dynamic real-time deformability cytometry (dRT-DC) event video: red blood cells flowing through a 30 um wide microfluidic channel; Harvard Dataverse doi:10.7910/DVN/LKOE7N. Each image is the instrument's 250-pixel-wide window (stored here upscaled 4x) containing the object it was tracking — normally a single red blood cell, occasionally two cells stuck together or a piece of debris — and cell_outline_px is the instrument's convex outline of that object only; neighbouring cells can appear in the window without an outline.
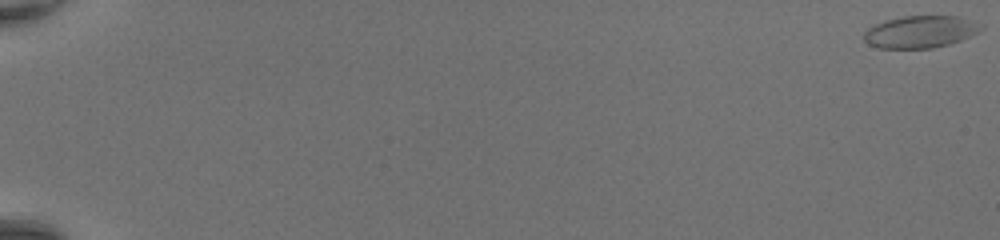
{"species": "common noctule bat (a hibernating species)", "species_latin": "Nyctalus noctula", "temperature_condition": "room temperature", "stored_images_in_passage": 28, "camera_frame_rate_fps": 3000, "um_per_image_px": 0.085, "animal": {"sex": "female", "body_mass_g": 20.0, "forearm_length_mm": 54.0}, "frame": {"image": 1, "passage_image": 1, "time_ms": 0.0, "image_size_px": [1000, 240], "cell_outline_px": [[984, 28], [960, 40], [948, 44], [932, 48], [880, 48], [868, 44], [864, 40], [864, 32], [868, 28], [884, 20], [904, 16], [960, 16], [984, 24]], "centroid_in_image_um": [78.23, 2.69], "position_along_channel_um": 6.8, "area_um2": 21.91}}
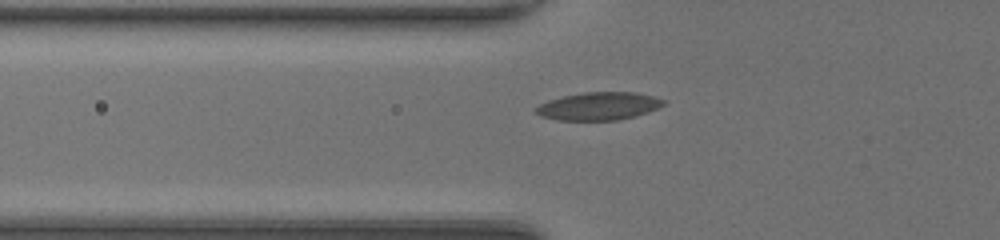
{"frame": {"image": 2, "passage_image": 21, "time_ms": 6.667, "image_size_px": [1000, 240], "cell_outline_px": [[668, 100], [664, 104], [648, 112], [636, 116], [620, 120], [556, 120], [540, 116], [532, 112], [532, 108], [548, 100], [564, 96], [584, 92], [636, 92]], "centroid_in_image_um": [50.85, 9.03], "position_along_channel_um": 74.9, "area_um2": 20.98}}
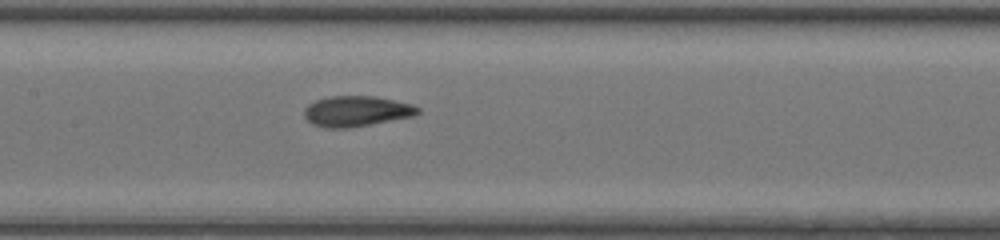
{"frame": {"image": 3, "passage_image": 28, "time_ms": 9.0, "image_size_px": [1000, 240], "cell_outline_px": [[420, 112], [416, 116], [348, 128], [324, 128], [312, 124], [304, 116], [304, 108], [308, 104], [316, 100], [328, 96], [376, 96], [412, 104], [420, 108]], "centroid_in_image_um": [30.3, 9.45], "position_along_channel_um": 177.1, "area_um2": 20.4}}